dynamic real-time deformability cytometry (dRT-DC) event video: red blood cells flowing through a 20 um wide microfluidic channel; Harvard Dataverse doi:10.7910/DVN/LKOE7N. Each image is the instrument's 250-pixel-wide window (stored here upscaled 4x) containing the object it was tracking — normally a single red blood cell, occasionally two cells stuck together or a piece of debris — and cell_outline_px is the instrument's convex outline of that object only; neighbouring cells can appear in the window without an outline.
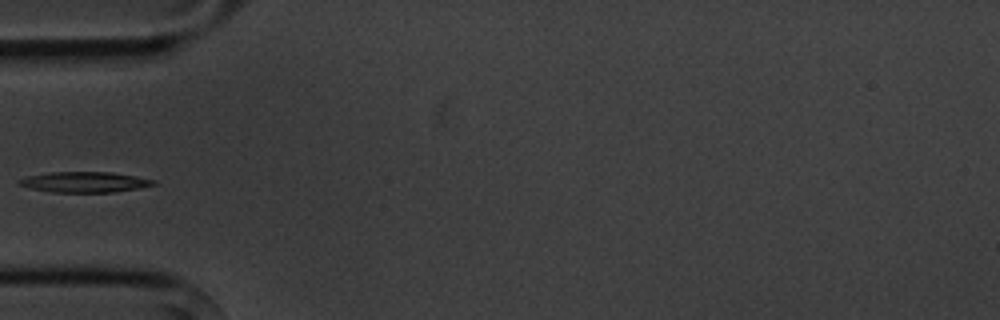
{"species": "common noctule bat (a hibernating species)", "species_latin": "Nyctalus noctula", "temperature_condition": "cold", "stored_images_in_passage": 6, "camera_frame_rate_fps": 3000, "um_per_image_px": 0.085, "animal": {"sex": "male", "body_mass_g": 20.1, "forearm_length_mm": 53.5}, "frame": {"image": 1, "passage_image": 5, "time_ms": 4.667, "image_size_px": [1000, 320], "cell_outline_px": [[156, 184], [140, 188], [112, 192], [52, 192], [32, 188], [16, 184], [16, 180], [28, 176], [52, 172], [112, 172], [136, 176], [156, 180]], "centroid_in_image_um": [7.2, 15.47], "position_along_channel_um": 77.8, "area_um2": 16.07}}
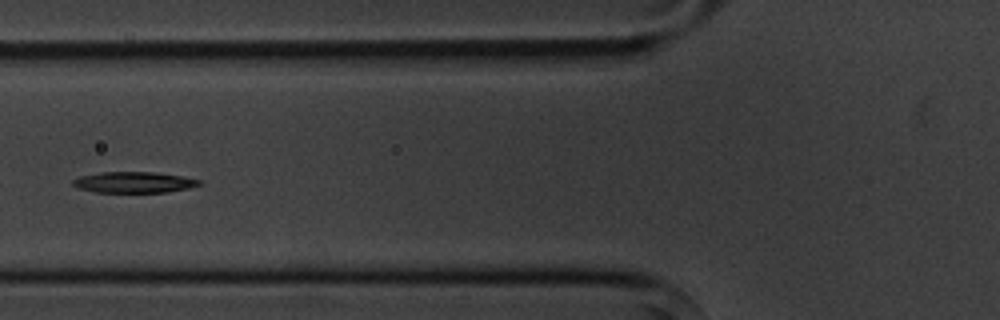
{"frame": {"image": 2, "passage_image": 6, "time_ms": 5.667, "image_size_px": [1000, 320], "cell_outline_px": [[200, 184], [188, 188], [168, 192], [96, 192], [80, 188], [72, 184], [72, 180], [80, 176], [100, 172], [152, 172], [184, 176], [200, 180]], "centroid_in_image_um": [11.38, 15.49], "position_along_channel_um": 114.4, "area_um2": 15.32}}